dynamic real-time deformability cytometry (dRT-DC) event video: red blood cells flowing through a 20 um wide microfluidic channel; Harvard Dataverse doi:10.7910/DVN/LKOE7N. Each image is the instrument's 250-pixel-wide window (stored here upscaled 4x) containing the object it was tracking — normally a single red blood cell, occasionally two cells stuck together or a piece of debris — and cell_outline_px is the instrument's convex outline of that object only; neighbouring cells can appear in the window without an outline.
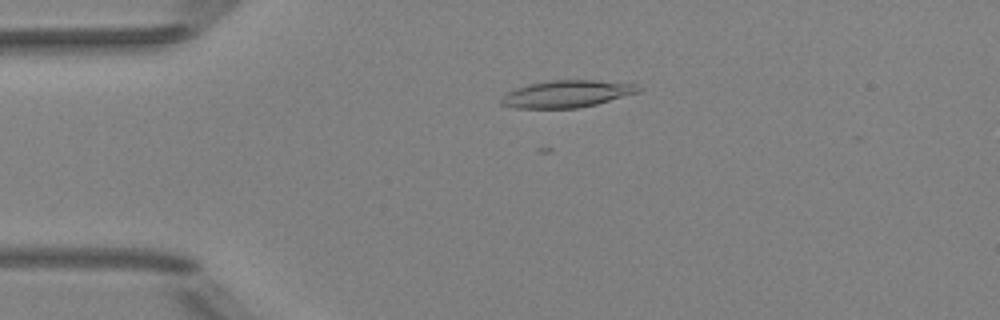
{"species": "Egyptian fruit bat (a non-hibernating species)", "species_latin": "Rousettus aegyptiacus", "temperature_condition": "room temperature", "stored_images_in_passage": 41, "camera_frame_rate_fps": 3000, "um_per_image_px": 0.085, "animal": {"sex": "female"}, "frame": {"image": 1, "passage_image": 2, "time_ms": 0.333, "image_size_px": [1000, 320], "cell_outline_px": [[644, 88], [640, 92], [596, 104], [580, 108], [512, 108], [500, 104], [500, 96], [516, 88], [528, 84], [548, 80], [596, 80], [636, 84]], "centroid_in_image_um": [48.17, 7.98], "position_along_channel_um": 36.8, "area_um2": 21.91}}
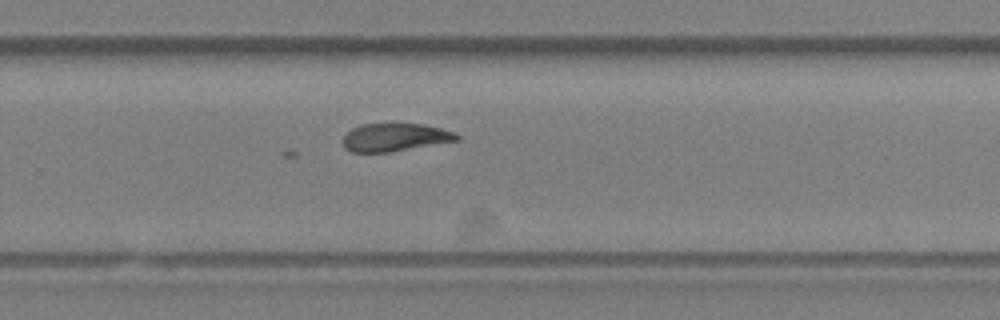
{"frame": {"image": 2, "passage_image": 24, "time_ms": 7.667, "image_size_px": [1000, 320], "cell_outline_px": [[460, 140], [388, 152], [352, 152], [344, 148], [344, 136], [352, 128], [360, 124], [392, 120], [424, 124], [440, 128], [452, 132], [460, 136]], "centroid_in_image_um": [33.55, 11.61], "position_along_channel_um": 296.2, "area_um2": 19.25}}
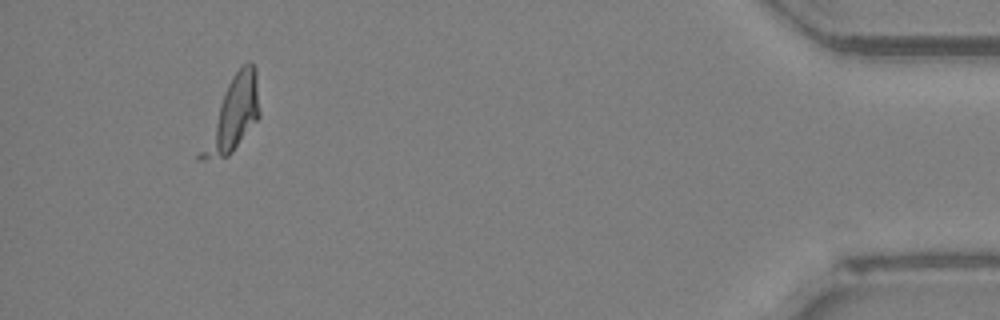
{"frame": {"image": 3, "passage_image": 38, "time_ms": 12.333, "image_size_px": [1000, 320], "cell_outline_px": [[260, 116], [232, 152], [228, 156], [204, 160], [196, 160], [196, 156], [224, 92], [232, 76], [248, 60], [252, 60], [256, 68], [260, 112]], "centroid_in_image_um": [19.79, 9.76], "position_along_channel_um": 415.4, "area_um2": 24.22}, "authors_computed_cell_mechanics": {"area_um2": 19.941, "velocity_mm_per_s": 4.012, "shape_relaxation_time_tau1_ms": 0.9627, "shape_relaxation_time_tau2_ms": null, "deformation_change_tau1": 0.3014, "deformation_change_tau2": null}}